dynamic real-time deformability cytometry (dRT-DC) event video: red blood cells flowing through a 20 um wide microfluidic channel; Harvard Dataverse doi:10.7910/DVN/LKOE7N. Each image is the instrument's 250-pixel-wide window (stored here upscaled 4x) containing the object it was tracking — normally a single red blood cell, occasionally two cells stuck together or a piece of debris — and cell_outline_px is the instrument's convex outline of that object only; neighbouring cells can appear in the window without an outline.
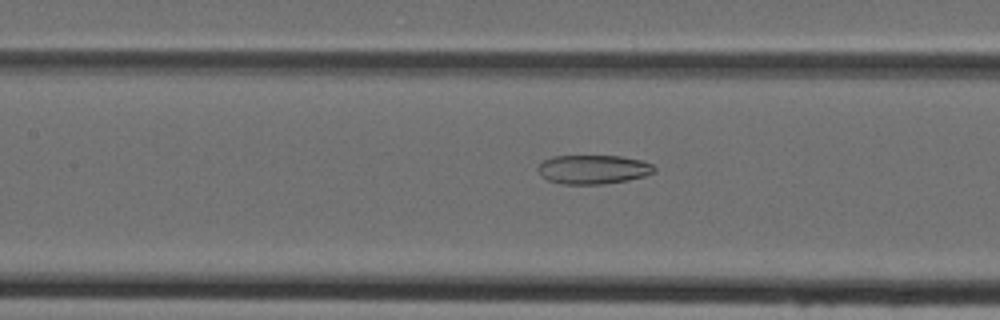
{"species": "Egyptian fruit bat (a non-hibernating species)", "species_latin": "Rousettus aegyptiacus", "temperature_condition": "cold", "stored_images_in_passage": 48, "camera_frame_rate_fps": 3000, "um_per_image_px": 0.085, "animal": {"sex": "female"}, "frame": {"image": 1, "passage_image": 22, "time_ms": 7.0, "image_size_px": [1000, 320], "cell_outline_px": [[656, 172], [644, 176], [628, 180], [604, 184], [560, 184], [548, 180], [540, 176], [536, 168], [544, 160], [552, 156], [620, 156], [640, 160], [652, 164], [656, 168]], "centroid_in_image_um": [50.4, 14.4], "position_along_channel_um": 157.0, "area_um2": 19.83}}
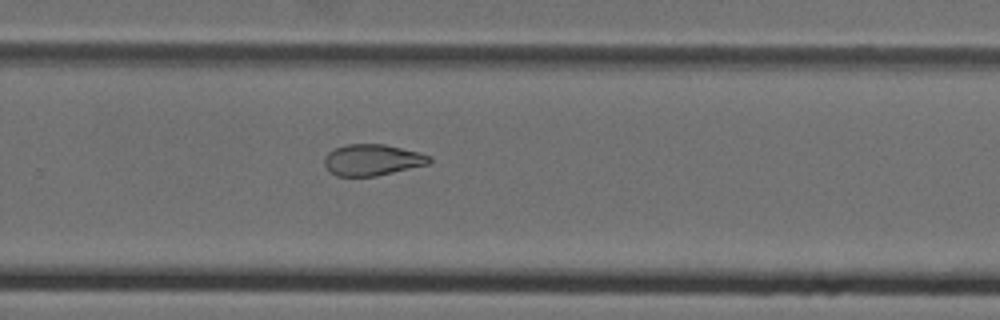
{"frame": {"image": 2, "passage_image": 32, "time_ms": 10.333, "image_size_px": [1000, 320], "cell_outline_px": [[432, 160], [428, 164], [376, 176], [336, 176], [324, 164], [324, 156], [328, 152], [336, 148], [348, 144], [384, 144], [432, 156]], "centroid_in_image_um": [31.64, 13.59], "position_along_channel_um": 298.2, "area_um2": 18.9}}
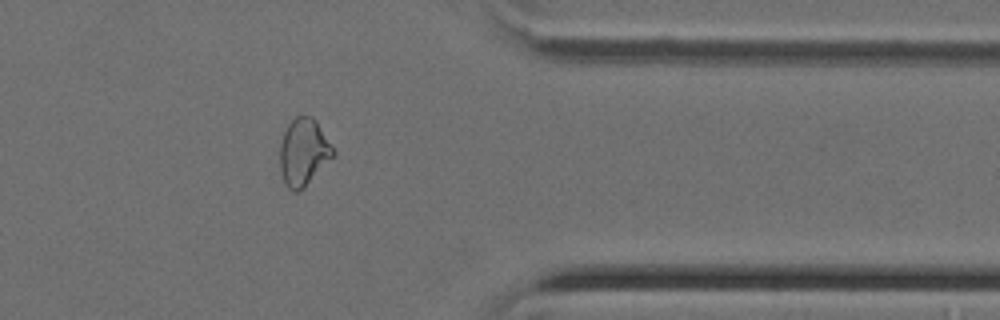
{"frame": {"image": 3, "passage_image": 39, "time_ms": 12.667, "image_size_px": [1000, 320], "cell_outline_px": [[336, 152], [304, 188], [296, 192], [288, 188], [284, 180], [280, 168], [280, 144], [284, 132], [288, 124], [296, 116], [312, 116], [316, 120]], "centroid_in_image_um": [25.79, 12.91], "position_along_channel_um": 385.6, "area_um2": 20.52}}